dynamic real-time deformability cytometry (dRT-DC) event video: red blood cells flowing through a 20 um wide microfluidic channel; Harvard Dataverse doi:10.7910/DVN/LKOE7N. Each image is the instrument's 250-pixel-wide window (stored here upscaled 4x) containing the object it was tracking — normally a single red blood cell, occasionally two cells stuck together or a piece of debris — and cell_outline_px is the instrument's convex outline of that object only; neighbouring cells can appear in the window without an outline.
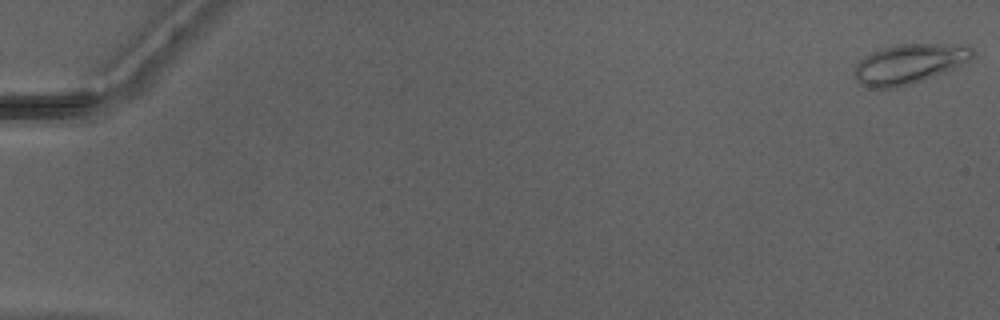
{"species": "Egyptian fruit bat (a non-hibernating species)", "species_latin": "Rousettus aegyptiacus", "temperature_condition": "warm", "stored_images_in_passage": 51, "camera_frame_rate_fps": 3000, "um_per_image_px": 0.085, "animal": {"sex": "male"}, "frame": {"image": 1, "passage_image": 1, "time_ms": 0.0, "image_size_px": [1000, 320], "cell_outline_px": [[976, 56], [944, 72], [896, 88], [872, 88], [860, 84], [856, 80], [856, 64], [864, 56], [872, 52], [896, 44], [968, 44], [976, 52]], "centroid_in_image_um": [77.31, 5.4], "position_along_channel_um": 7.7, "area_um2": 27.05}}
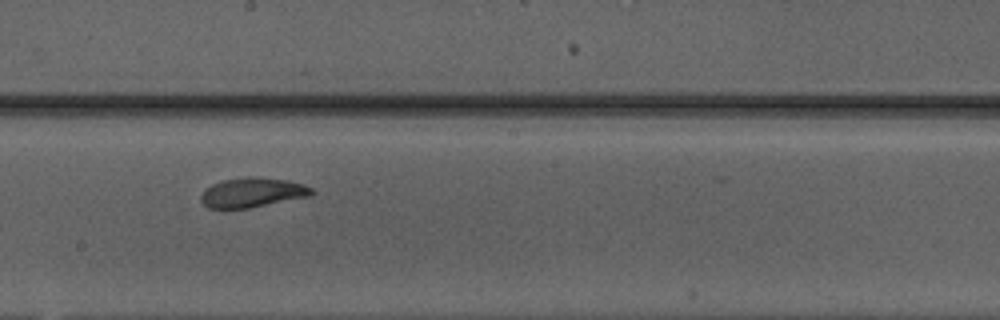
{"frame": {"image": 2, "passage_image": 30, "time_ms": 9.667, "image_size_px": [1000, 320], "cell_outline_px": [[316, 192], [312, 196], [248, 208], [208, 208], [200, 200], [200, 196], [204, 188], [212, 184], [224, 180], [248, 176], [252, 176], [288, 180], [304, 184], [312, 188]], "centroid_in_image_um": [21.47, 16.36], "position_along_channel_um": 226.7, "area_um2": 19.31}}
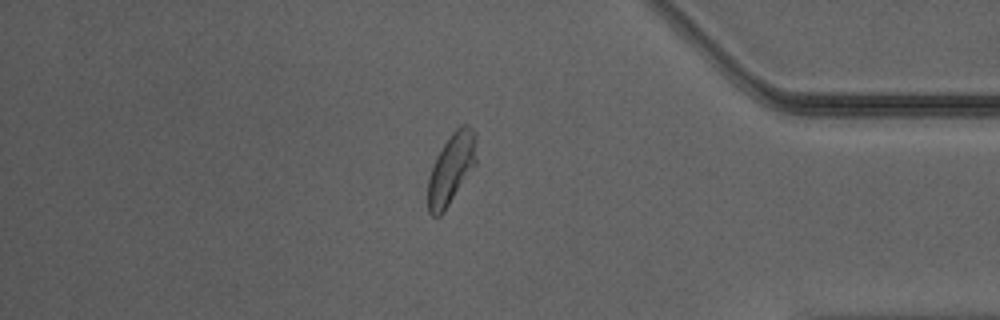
{"frame": {"image": 3, "passage_image": 44, "time_ms": 14.333, "image_size_px": [1000, 320], "cell_outline_px": [[476, 164], [444, 212], [440, 216], [432, 216], [428, 212], [428, 180], [436, 156], [452, 132], [460, 124], [468, 124], [472, 128], [476, 136]], "centroid_in_image_um": [38.37, 14.33], "position_along_channel_um": 396.8, "area_um2": 19.94}, "authors_computed_cell_mechanics": {"area_um2": 20.1144, "velocity_mm_per_s": 4.1725, "shape_relaxation_time_tau1_ms": 3.5272, "shape_relaxation_time_tau2_ms": 1.5453, "deformation_change_tau1": 0.1615, "deformation_change_tau2": 0.0791}}